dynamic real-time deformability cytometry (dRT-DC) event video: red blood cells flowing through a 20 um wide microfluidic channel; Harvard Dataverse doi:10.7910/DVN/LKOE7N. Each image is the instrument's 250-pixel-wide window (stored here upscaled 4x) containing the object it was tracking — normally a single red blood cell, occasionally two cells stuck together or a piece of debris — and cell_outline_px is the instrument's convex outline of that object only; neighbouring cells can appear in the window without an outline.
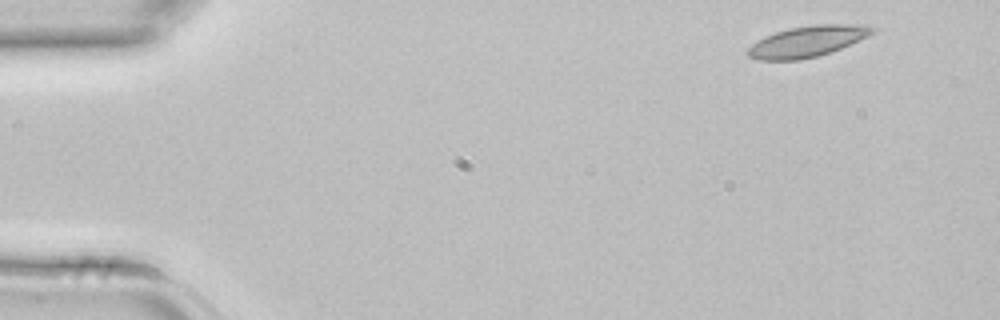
{"species": "common noctule bat (a hibernating species)", "species_latin": "Nyctalus noctula", "temperature_condition": "room temperature", "stored_images_in_passage": 2, "camera_frame_rate_fps": 3000, "um_per_image_px": 0.085, "animal": {"sex": "female", "body_mass_g": 22.7, "forearm_length_mm": 54.2}, "frame": {"image": 1, "passage_image": 1, "time_ms": 0.0, "image_size_px": [1000, 320], "cell_outline_px": [[880, 28], [876, 32], [868, 36], [840, 48], [816, 56], [800, 60], [760, 60], [748, 56], [744, 52], [752, 44], [764, 36], [788, 28], [816, 24], [848, 24]], "centroid_in_image_um": [68.59, 3.51], "position_along_channel_um": 16.4, "area_um2": 22.37}}